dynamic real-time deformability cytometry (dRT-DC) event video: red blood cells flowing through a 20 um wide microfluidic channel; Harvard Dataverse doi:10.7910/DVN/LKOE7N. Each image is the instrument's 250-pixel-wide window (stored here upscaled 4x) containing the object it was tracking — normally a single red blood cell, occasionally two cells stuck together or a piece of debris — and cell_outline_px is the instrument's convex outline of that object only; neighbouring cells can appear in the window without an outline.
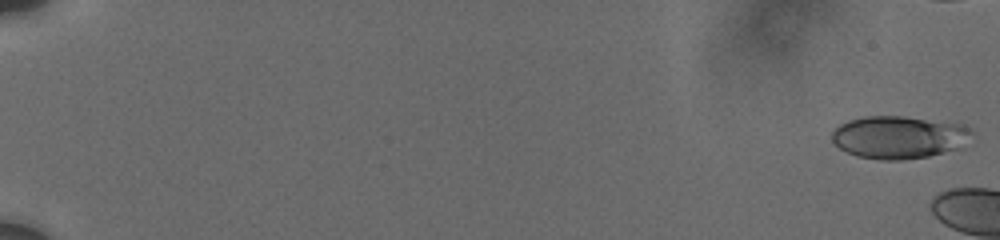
{"species": "human", "species_latin": "Homo sapiens", "temperature_condition": "cold", "stored_images_in_passage": 6, "camera_frame_rate_fps": 3000, "um_per_image_px": 0.085, "donor": {"sex": "male"}, "frame": {"image": 1, "passage_image": 1, "time_ms": 0.0, "image_size_px": [1000, 240], "cell_outline_px": [[972, 132], [956, 148], [928, 156], [900, 160], [880, 160], [856, 156], [840, 148], [832, 140], [832, 132], [840, 124], [848, 120], [864, 116], [904, 116], [964, 124]], "centroid_in_image_um": [76.33, 11.65], "position_along_channel_um": 8.7, "area_um2": 34.28}}